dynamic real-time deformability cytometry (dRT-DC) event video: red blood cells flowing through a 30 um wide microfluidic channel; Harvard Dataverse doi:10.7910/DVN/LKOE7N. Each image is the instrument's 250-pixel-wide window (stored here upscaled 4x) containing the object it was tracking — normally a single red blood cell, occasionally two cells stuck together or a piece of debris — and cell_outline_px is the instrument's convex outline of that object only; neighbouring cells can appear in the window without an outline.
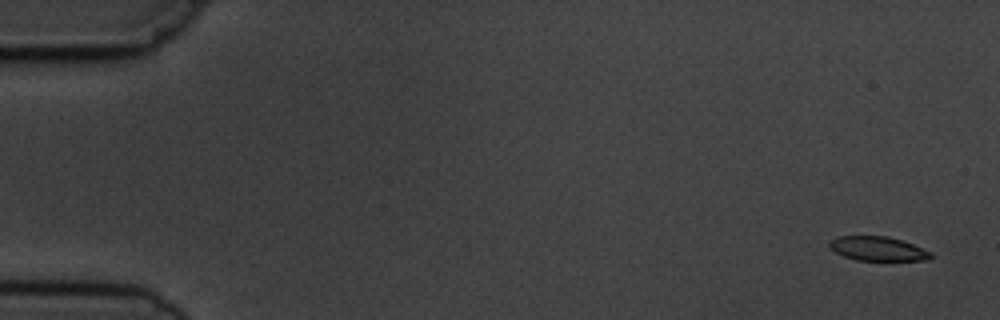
{"species": "common noctule bat (a hibernating species)", "species_latin": "Nyctalus noctula", "temperature_condition": "cold", "stored_images_in_passage": 8, "camera_frame_rate_fps": 3000, "um_per_image_px": 0.085, "animal": {"sex": "male", "body_mass_g": 19.5, "forearm_length_mm": 54.6}, "frame": {"image": 1, "passage_image": 1, "time_ms": 0.0, "image_size_px": [1000, 320], "cell_outline_px": [[932, 256], [928, 260], [856, 260], [844, 256], [836, 252], [828, 244], [828, 240], [836, 236], [888, 236], [912, 244], [932, 252]], "centroid_in_image_um": [74.59, 21.13], "position_along_channel_um": 10.4, "area_um2": 14.22}}
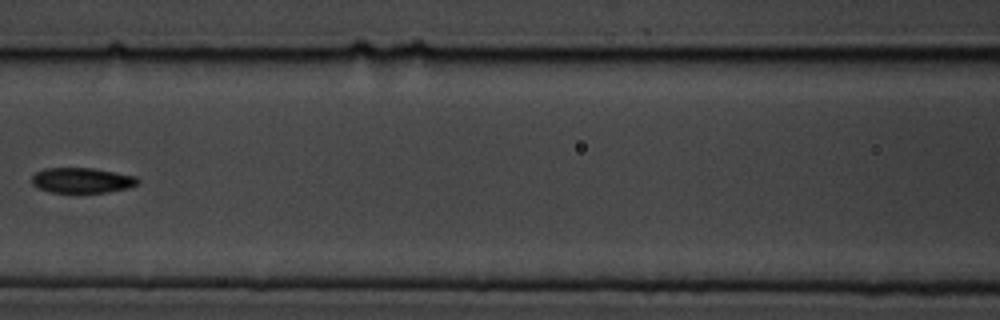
{"frame": {"image": 2, "passage_image": 7, "time_ms": 7.667, "image_size_px": [1000, 320], "cell_outline_px": [[140, 184], [128, 188], [108, 192], [48, 192], [36, 188], [32, 184], [32, 176], [36, 172], [44, 168], [92, 168], [136, 176], [140, 180]], "centroid_in_image_um": [6.96, 15.33], "position_along_channel_um": 159.6, "area_um2": 15.72}}
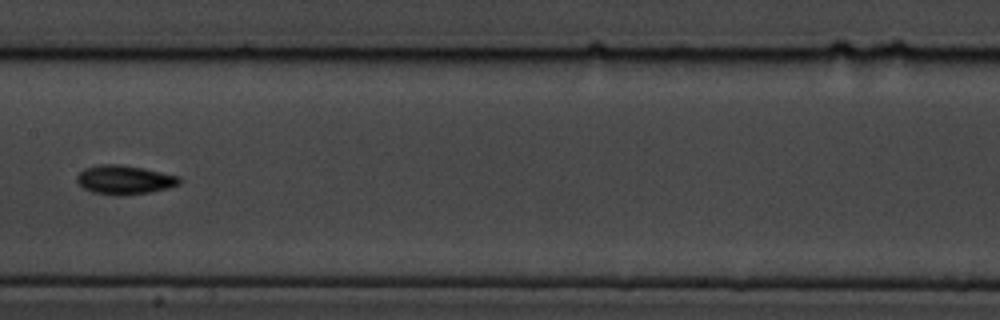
{"frame": {"image": 3, "passage_image": 8, "time_ms": 8.667, "image_size_px": [1000, 320], "cell_outline_px": [[180, 184], [168, 188], [148, 192], [120, 196], [92, 192], [84, 188], [76, 180], [76, 176], [84, 168], [104, 164], [116, 164], [144, 168], [180, 176]], "centroid_in_image_um": [10.59, 15.28], "position_along_channel_um": 196.8, "area_um2": 17.22}}